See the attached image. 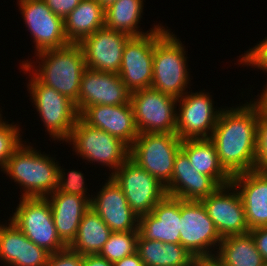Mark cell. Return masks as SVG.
Returning a JSON list of instances; mask_svg holds the SVG:
<instances>
[{
	"mask_svg": "<svg viewBox=\"0 0 267 266\" xmlns=\"http://www.w3.org/2000/svg\"><path fill=\"white\" fill-rule=\"evenodd\" d=\"M257 120L258 104L254 100L222 109L210 139L231 176L254 170Z\"/></svg>",
	"mask_w": 267,
	"mask_h": 266,
	"instance_id": "cell-1",
	"label": "cell"
},
{
	"mask_svg": "<svg viewBox=\"0 0 267 266\" xmlns=\"http://www.w3.org/2000/svg\"><path fill=\"white\" fill-rule=\"evenodd\" d=\"M36 56L37 62L39 59L41 61L38 62V68L26 60L20 65L22 70L32 72L41 84L54 88L76 104L82 75L87 68L80 45L70 43L62 48L41 51Z\"/></svg>",
	"mask_w": 267,
	"mask_h": 266,
	"instance_id": "cell-2",
	"label": "cell"
},
{
	"mask_svg": "<svg viewBox=\"0 0 267 266\" xmlns=\"http://www.w3.org/2000/svg\"><path fill=\"white\" fill-rule=\"evenodd\" d=\"M25 144L22 142L13 152L2 171L22 187L20 196L47 197L57 188L59 164L55 158Z\"/></svg>",
	"mask_w": 267,
	"mask_h": 266,
	"instance_id": "cell-3",
	"label": "cell"
},
{
	"mask_svg": "<svg viewBox=\"0 0 267 266\" xmlns=\"http://www.w3.org/2000/svg\"><path fill=\"white\" fill-rule=\"evenodd\" d=\"M169 30L155 41L151 88L179 99L187 92L191 78L185 46Z\"/></svg>",
	"mask_w": 267,
	"mask_h": 266,
	"instance_id": "cell-4",
	"label": "cell"
},
{
	"mask_svg": "<svg viewBox=\"0 0 267 266\" xmlns=\"http://www.w3.org/2000/svg\"><path fill=\"white\" fill-rule=\"evenodd\" d=\"M221 241L203 203L180 199V244L200 264H209Z\"/></svg>",
	"mask_w": 267,
	"mask_h": 266,
	"instance_id": "cell-5",
	"label": "cell"
},
{
	"mask_svg": "<svg viewBox=\"0 0 267 266\" xmlns=\"http://www.w3.org/2000/svg\"><path fill=\"white\" fill-rule=\"evenodd\" d=\"M181 144L176 133H141L130 147L129 157L166 186L171 181Z\"/></svg>",
	"mask_w": 267,
	"mask_h": 266,
	"instance_id": "cell-6",
	"label": "cell"
},
{
	"mask_svg": "<svg viewBox=\"0 0 267 266\" xmlns=\"http://www.w3.org/2000/svg\"><path fill=\"white\" fill-rule=\"evenodd\" d=\"M9 218L35 245L50 254L68 246L60 239L54 224L51 206L46 197H20Z\"/></svg>",
	"mask_w": 267,
	"mask_h": 266,
	"instance_id": "cell-7",
	"label": "cell"
},
{
	"mask_svg": "<svg viewBox=\"0 0 267 266\" xmlns=\"http://www.w3.org/2000/svg\"><path fill=\"white\" fill-rule=\"evenodd\" d=\"M66 142L73 144V149L81 158L108 166L112 169L111 174L120 168L130 155V148L125 143L104 130L89 126L80 117Z\"/></svg>",
	"mask_w": 267,
	"mask_h": 266,
	"instance_id": "cell-8",
	"label": "cell"
},
{
	"mask_svg": "<svg viewBox=\"0 0 267 266\" xmlns=\"http://www.w3.org/2000/svg\"><path fill=\"white\" fill-rule=\"evenodd\" d=\"M27 85L50 137L66 142L79 118L75 103L54 88L41 84L32 74Z\"/></svg>",
	"mask_w": 267,
	"mask_h": 266,
	"instance_id": "cell-9",
	"label": "cell"
},
{
	"mask_svg": "<svg viewBox=\"0 0 267 266\" xmlns=\"http://www.w3.org/2000/svg\"><path fill=\"white\" fill-rule=\"evenodd\" d=\"M178 99L153 89L131 93L136 127L141 133H176Z\"/></svg>",
	"mask_w": 267,
	"mask_h": 266,
	"instance_id": "cell-10",
	"label": "cell"
},
{
	"mask_svg": "<svg viewBox=\"0 0 267 266\" xmlns=\"http://www.w3.org/2000/svg\"><path fill=\"white\" fill-rule=\"evenodd\" d=\"M109 176L121 187L130 208L138 218L151 213L166 195L165 186L130 157Z\"/></svg>",
	"mask_w": 267,
	"mask_h": 266,
	"instance_id": "cell-11",
	"label": "cell"
},
{
	"mask_svg": "<svg viewBox=\"0 0 267 266\" xmlns=\"http://www.w3.org/2000/svg\"><path fill=\"white\" fill-rule=\"evenodd\" d=\"M167 30L161 24L143 36H132L125 44L118 75L132 93L151 88L155 41Z\"/></svg>",
	"mask_w": 267,
	"mask_h": 266,
	"instance_id": "cell-12",
	"label": "cell"
},
{
	"mask_svg": "<svg viewBox=\"0 0 267 266\" xmlns=\"http://www.w3.org/2000/svg\"><path fill=\"white\" fill-rule=\"evenodd\" d=\"M211 97L206 91H187L178 99L176 134L181 140L211 137L222 112L213 107Z\"/></svg>",
	"mask_w": 267,
	"mask_h": 266,
	"instance_id": "cell-13",
	"label": "cell"
},
{
	"mask_svg": "<svg viewBox=\"0 0 267 266\" xmlns=\"http://www.w3.org/2000/svg\"><path fill=\"white\" fill-rule=\"evenodd\" d=\"M18 2L24 24L33 36L35 54L70 44L64 31V19L55 15L44 0H18Z\"/></svg>",
	"mask_w": 267,
	"mask_h": 266,
	"instance_id": "cell-14",
	"label": "cell"
},
{
	"mask_svg": "<svg viewBox=\"0 0 267 266\" xmlns=\"http://www.w3.org/2000/svg\"><path fill=\"white\" fill-rule=\"evenodd\" d=\"M201 202L222 238L250 231L241 197L232 183L219 186Z\"/></svg>",
	"mask_w": 267,
	"mask_h": 266,
	"instance_id": "cell-15",
	"label": "cell"
},
{
	"mask_svg": "<svg viewBox=\"0 0 267 266\" xmlns=\"http://www.w3.org/2000/svg\"><path fill=\"white\" fill-rule=\"evenodd\" d=\"M131 37L127 33L104 26L84 38L79 45L84 54L86 67L118 74L125 44Z\"/></svg>",
	"mask_w": 267,
	"mask_h": 266,
	"instance_id": "cell-16",
	"label": "cell"
},
{
	"mask_svg": "<svg viewBox=\"0 0 267 266\" xmlns=\"http://www.w3.org/2000/svg\"><path fill=\"white\" fill-rule=\"evenodd\" d=\"M131 92L115 73L86 68L83 72L78 102L79 115L93 105H122L130 102Z\"/></svg>",
	"mask_w": 267,
	"mask_h": 266,
	"instance_id": "cell-17",
	"label": "cell"
},
{
	"mask_svg": "<svg viewBox=\"0 0 267 266\" xmlns=\"http://www.w3.org/2000/svg\"><path fill=\"white\" fill-rule=\"evenodd\" d=\"M90 206L112 232L138 231L139 218L130 208L121 187L111 176L92 198Z\"/></svg>",
	"mask_w": 267,
	"mask_h": 266,
	"instance_id": "cell-18",
	"label": "cell"
},
{
	"mask_svg": "<svg viewBox=\"0 0 267 266\" xmlns=\"http://www.w3.org/2000/svg\"><path fill=\"white\" fill-rule=\"evenodd\" d=\"M79 117L89 126L104 130L129 148L139 135L131 103L87 107Z\"/></svg>",
	"mask_w": 267,
	"mask_h": 266,
	"instance_id": "cell-19",
	"label": "cell"
},
{
	"mask_svg": "<svg viewBox=\"0 0 267 266\" xmlns=\"http://www.w3.org/2000/svg\"><path fill=\"white\" fill-rule=\"evenodd\" d=\"M138 232L144 240L180 244V198L166 194L151 213L139 217Z\"/></svg>",
	"mask_w": 267,
	"mask_h": 266,
	"instance_id": "cell-20",
	"label": "cell"
},
{
	"mask_svg": "<svg viewBox=\"0 0 267 266\" xmlns=\"http://www.w3.org/2000/svg\"><path fill=\"white\" fill-rule=\"evenodd\" d=\"M231 183L241 197L249 229L267 227V171L240 173Z\"/></svg>",
	"mask_w": 267,
	"mask_h": 266,
	"instance_id": "cell-21",
	"label": "cell"
},
{
	"mask_svg": "<svg viewBox=\"0 0 267 266\" xmlns=\"http://www.w3.org/2000/svg\"><path fill=\"white\" fill-rule=\"evenodd\" d=\"M9 224H0V262L4 266H46L50 255L35 245L9 219Z\"/></svg>",
	"mask_w": 267,
	"mask_h": 266,
	"instance_id": "cell-22",
	"label": "cell"
},
{
	"mask_svg": "<svg viewBox=\"0 0 267 266\" xmlns=\"http://www.w3.org/2000/svg\"><path fill=\"white\" fill-rule=\"evenodd\" d=\"M219 185L205 174L195 170L187 155L180 150L174 160L171 181L165 186L166 194L182 200L201 201Z\"/></svg>",
	"mask_w": 267,
	"mask_h": 266,
	"instance_id": "cell-23",
	"label": "cell"
},
{
	"mask_svg": "<svg viewBox=\"0 0 267 266\" xmlns=\"http://www.w3.org/2000/svg\"><path fill=\"white\" fill-rule=\"evenodd\" d=\"M46 198L51 206L57 234L69 246L76 238L82 217L91 208L90 201L85 197L56 190Z\"/></svg>",
	"mask_w": 267,
	"mask_h": 266,
	"instance_id": "cell-24",
	"label": "cell"
},
{
	"mask_svg": "<svg viewBox=\"0 0 267 266\" xmlns=\"http://www.w3.org/2000/svg\"><path fill=\"white\" fill-rule=\"evenodd\" d=\"M181 150L197 172L210 176L219 186L231 183L232 176L220 163L210 138L182 140Z\"/></svg>",
	"mask_w": 267,
	"mask_h": 266,
	"instance_id": "cell-25",
	"label": "cell"
},
{
	"mask_svg": "<svg viewBox=\"0 0 267 266\" xmlns=\"http://www.w3.org/2000/svg\"><path fill=\"white\" fill-rule=\"evenodd\" d=\"M211 266H263L264 260L248 232L222 238Z\"/></svg>",
	"mask_w": 267,
	"mask_h": 266,
	"instance_id": "cell-26",
	"label": "cell"
},
{
	"mask_svg": "<svg viewBox=\"0 0 267 266\" xmlns=\"http://www.w3.org/2000/svg\"><path fill=\"white\" fill-rule=\"evenodd\" d=\"M136 252L145 266L201 265L181 244L144 240L140 235Z\"/></svg>",
	"mask_w": 267,
	"mask_h": 266,
	"instance_id": "cell-27",
	"label": "cell"
},
{
	"mask_svg": "<svg viewBox=\"0 0 267 266\" xmlns=\"http://www.w3.org/2000/svg\"><path fill=\"white\" fill-rule=\"evenodd\" d=\"M105 9L96 0H82L64 19L69 43L79 44L84 38L104 27Z\"/></svg>",
	"mask_w": 267,
	"mask_h": 266,
	"instance_id": "cell-28",
	"label": "cell"
},
{
	"mask_svg": "<svg viewBox=\"0 0 267 266\" xmlns=\"http://www.w3.org/2000/svg\"><path fill=\"white\" fill-rule=\"evenodd\" d=\"M111 233V229L99 215L89 208L80 221L76 238L68 247L82 256L96 255L100 253Z\"/></svg>",
	"mask_w": 267,
	"mask_h": 266,
	"instance_id": "cell-29",
	"label": "cell"
},
{
	"mask_svg": "<svg viewBox=\"0 0 267 266\" xmlns=\"http://www.w3.org/2000/svg\"><path fill=\"white\" fill-rule=\"evenodd\" d=\"M144 0H118L105 9L104 26L107 29L119 30L130 36H143L160 25H154L150 31L142 32L138 29L143 12Z\"/></svg>",
	"mask_w": 267,
	"mask_h": 266,
	"instance_id": "cell-30",
	"label": "cell"
},
{
	"mask_svg": "<svg viewBox=\"0 0 267 266\" xmlns=\"http://www.w3.org/2000/svg\"><path fill=\"white\" fill-rule=\"evenodd\" d=\"M138 236V231L112 232L98 255L112 263L130 256L137 250Z\"/></svg>",
	"mask_w": 267,
	"mask_h": 266,
	"instance_id": "cell-31",
	"label": "cell"
},
{
	"mask_svg": "<svg viewBox=\"0 0 267 266\" xmlns=\"http://www.w3.org/2000/svg\"><path fill=\"white\" fill-rule=\"evenodd\" d=\"M19 126L0 121V167H5L13 152L22 144Z\"/></svg>",
	"mask_w": 267,
	"mask_h": 266,
	"instance_id": "cell-32",
	"label": "cell"
},
{
	"mask_svg": "<svg viewBox=\"0 0 267 266\" xmlns=\"http://www.w3.org/2000/svg\"><path fill=\"white\" fill-rule=\"evenodd\" d=\"M84 176L83 173L77 170H71L68 172L67 176L64 172L63 168L58 165V179H57V192H64L67 194L78 195L81 197L87 198L90 202L92 200V196L87 193V186L84 184Z\"/></svg>",
	"mask_w": 267,
	"mask_h": 266,
	"instance_id": "cell-33",
	"label": "cell"
},
{
	"mask_svg": "<svg viewBox=\"0 0 267 266\" xmlns=\"http://www.w3.org/2000/svg\"><path fill=\"white\" fill-rule=\"evenodd\" d=\"M254 170H267V113L259 105Z\"/></svg>",
	"mask_w": 267,
	"mask_h": 266,
	"instance_id": "cell-34",
	"label": "cell"
},
{
	"mask_svg": "<svg viewBox=\"0 0 267 266\" xmlns=\"http://www.w3.org/2000/svg\"><path fill=\"white\" fill-rule=\"evenodd\" d=\"M239 63L267 72V37L249 51L247 50L244 55L242 54Z\"/></svg>",
	"mask_w": 267,
	"mask_h": 266,
	"instance_id": "cell-35",
	"label": "cell"
},
{
	"mask_svg": "<svg viewBox=\"0 0 267 266\" xmlns=\"http://www.w3.org/2000/svg\"><path fill=\"white\" fill-rule=\"evenodd\" d=\"M46 266H83V256L67 247L50 254Z\"/></svg>",
	"mask_w": 267,
	"mask_h": 266,
	"instance_id": "cell-36",
	"label": "cell"
},
{
	"mask_svg": "<svg viewBox=\"0 0 267 266\" xmlns=\"http://www.w3.org/2000/svg\"><path fill=\"white\" fill-rule=\"evenodd\" d=\"M52 12L65 19L82 0H44Z\"/></svg>",
	"mask_w": 267,
	"mask_h": 266,
	"instance_id": "cell-37",
	"label": "cell"
},
{
	"mask_svg": "<svg viewBox=\"0 0 267 266\" xmlns=\"http://www.w3.org/2000/svg\"><path fill=\"white\" fill-rule=\"evenodd\" d=\"M251 234L256 248L263 257V260L267 261V227H258L249 231Z\"/></svg>",
	"mask_w": 267,
	"mask_h": 266,
	"instance_id": "cell-38",
	"label": "cell"
},
{
	"mask_svg": "<svg viewBox=\"0 0 267 266\" xmlns=\"http://www.w3.org/2000/svg\"><path fill=\"white\" fill-rule=\"evenodd\" d=\"M83 266H113V263L98 254L84 255Z\"/></svg>",
	"mask_w": 267,
	"mask_h": 266,
	"instance_id": "cell-39",
	"label": "cell"
},
{
	"mask_svg": "<svg viewBox=\"0 0 267 266\" xmlns=\"http://www.w3.org/2000/svg\"><path fill=\"white\" fill-rule=\"evenodd\" d=\"M113 266H145L143 261L140 259L139 254L135 252L134 254L124 257L113 263Z\"/></svg>",
	"mask_w": 267,
	"mask_h": 266,
	"instance_id": "cell-40",
	"label": "cell"
},
{
	"mask_svg": "<svg viewBox=\"0 0 267 266\" xmlns=\"http://www.w3.org/2000/svg\"><path fill=\"white\" fill-rule=\"evenodd\" d=\"M266 86V87H265ZM264 86L265 89H263L262 93L260 94L257 99L254 101L259 105V107L267 113V84Z\"/></svg>",
	"mask_w": 267,
	"mask_h": 266,
	"instance_id": "cell-41",
	"label": "cell"
},
{
	"mask_svg": "<svg viewBox=\"0 0 267 266\" xmlns=\"http://www.w3.org/2000/svg\"><path fill=\"white\" fill-rule=\"evenodd\" d=\"M104 9L112 5L118 0H96Z\"/></svg>",
	"mask_w": 267,
	"mask_h": 266,
	"instance_id": "cell-42",
	"label": "cell"
},
{
	"mask_svg": "<svg viewBox=\"0 0 267 266\" xmlns=\"http://www.w3.org/2000/svg\"><path fill=\"white\" fill-rule=\"evenodd\" d=\"M200 266H211L210 264H201Z\"/></svg>",
	"mask_w": 267,
	"mask_h": 266,
	"instance_id": "cell-43",
	"label": "cell"
}]
</instances>
